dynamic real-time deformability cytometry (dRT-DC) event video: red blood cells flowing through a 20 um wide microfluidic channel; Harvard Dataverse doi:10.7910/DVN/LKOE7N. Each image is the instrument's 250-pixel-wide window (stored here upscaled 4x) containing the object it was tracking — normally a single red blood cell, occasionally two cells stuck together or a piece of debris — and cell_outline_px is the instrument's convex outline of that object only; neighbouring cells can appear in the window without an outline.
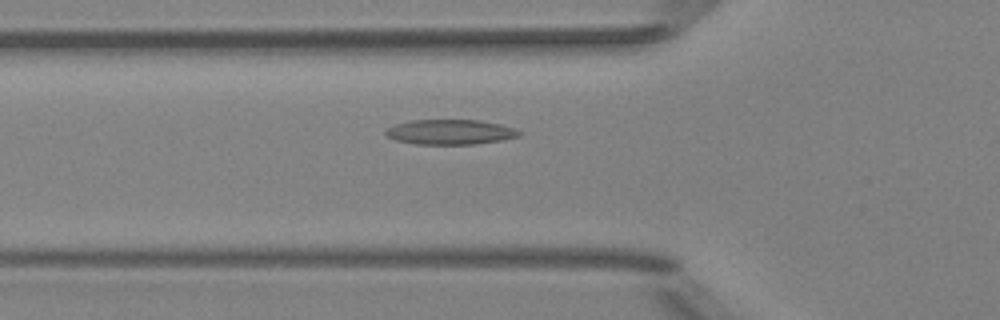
{"species": "Egyptian fruit bat (a non-hibernating species)", "species_latin": "Rousettus aegyptiacus", "temperature_condition": "room temperature", "stored_images_in_passage": 41, "segment_of_instrument_passage": [1, 2], "camera_frame_rate_fps": 3000, "um_per_image_px": 0.085, "animal": {"sex": "female"}, "frame": {"image": 1, "passage_image": 7, "time_ms": 2.0, "image_size_px": [1000, 320], "cell_outline_px": [[524, 132], [520, 136], [500, 140], [476, 144], [416, 144], [396, 140], [388, 136], [384, 132], [388, 128], [396, 124], [412, 120], [480, 120], [500, 124], [516, 128]], "centroid_in_image_um": [38.33, 11.22], "position_along_channel_um": 87.5, "area_um2": 19.42}}
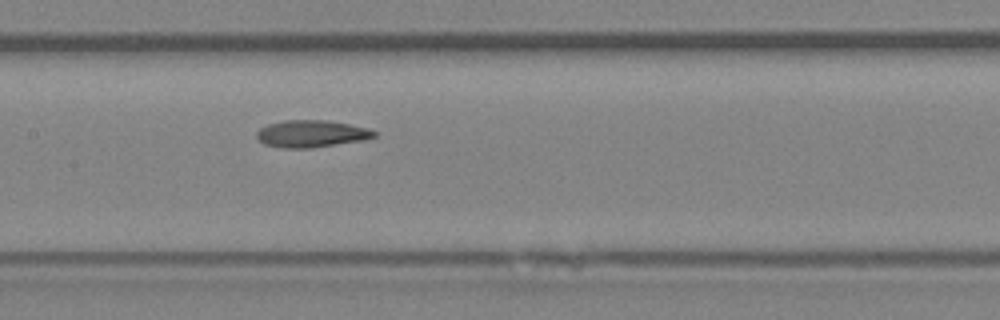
{"frame": {"image": 2, "passage_image": 14, "time_ms": 4.333, "image_size_px": [1000, 320], "cell_outline_px": [[376, 136], [364, 140], [312, 148], [284, 148], [264, 144], [256, 136], [256, 132], [260, 128], [268, 124], [284, 120], [324, 120], [348, 124], [368, 128], [376, 132]], "centroid_in_image_um": [26.46, 11.37], "position_along_channel_um": 180.9, "area_um2": 18.5}}
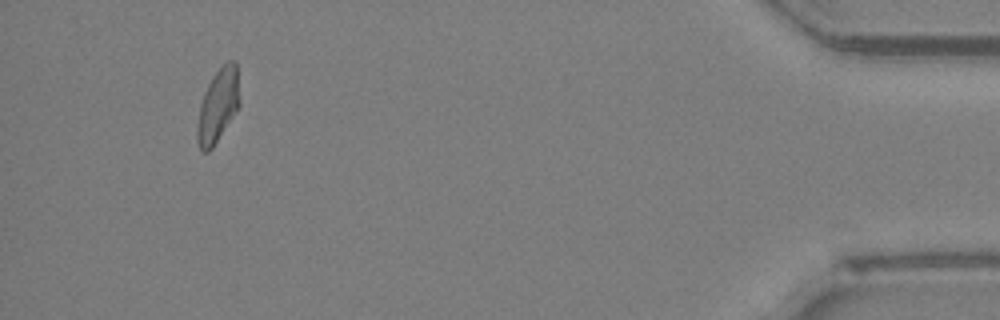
{"frame": {"image": 3, "passage_image": 37, "time_ms": 12.0, "image_size_px": [1000, 320], "cell_outline_px": [[240, 104], [212, 148], [208, 152], [204, 152], [200, 148], [196, 140], [196, 128], [200, 104], [204, 92], [212, 76], [228, 60], [236, 60], [240, 100]], "centroid_in_image_um": [18.51, 8.96], "position_along_channel_um": 416.7, "area_um2": 18.03}}